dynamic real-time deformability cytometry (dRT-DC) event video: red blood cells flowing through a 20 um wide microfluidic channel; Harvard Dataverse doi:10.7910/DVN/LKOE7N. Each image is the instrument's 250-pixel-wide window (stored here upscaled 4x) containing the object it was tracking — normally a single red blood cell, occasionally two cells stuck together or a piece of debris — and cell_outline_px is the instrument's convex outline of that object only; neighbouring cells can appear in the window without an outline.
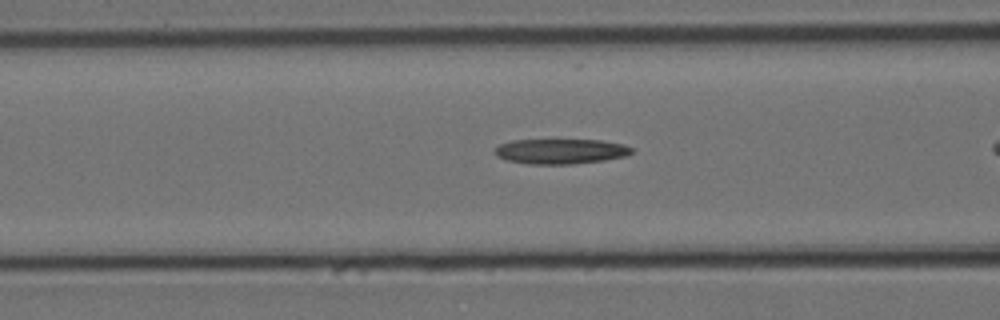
{"species": "Egyptian fruit bat (a non-hibernating species)", "species_latin": "Rousettus aegyptiacus", "temperature_condition": "cold", "stored_images_in_passage": 30, "camera_frame_rate_fps": 3000, "um_per_image_px": 0.085, "animal": {"sex": "female"}, "frame": {"image": 1, "passage_image": 7, "time_ms": 2.0, "image_size_px": [1000, 320], "cell_outline_px": [[632, 152], [624, 156], [604, 160], [572, 164], [528, 164], [508, 160], [496, 156], [492, 152], [500, 144], [512, 140], [600, 140], [624, 144], [632, 148]], "centroid_in_image_um": [47.62, 12.86], "position_along_channel_um": 119.0, "area_um2": 19.94}}
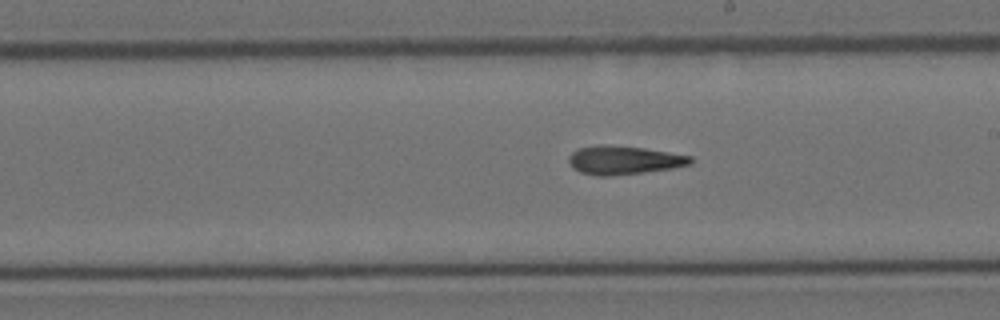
{"frame": {"image": 2, "passage_image": 17, "time_ms": 5.333, "image_size_px": [1000, 320], "cell_outline_px": [[692, 164], [672, 168], [644, 172], [608, 176], [596, 176], [580, 172], [572, 168], [568, 160], [568, 156], [572, 152], [580, 148], [600, 144], [604, 144], [644, 148], [692, 156]], "centroid_in_image_um": [53.0, 13.61], "position_along_channel_um": 236.0, "area_um2": 20.29}}
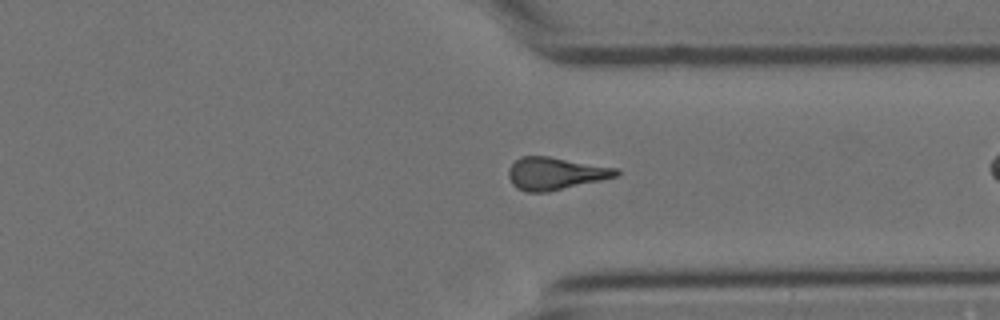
{"frame": {"image": 3, "passage_image": 28, "time_ms": 9.0, "image_size_px": [1000, 320], "cell_outline_px": [[620, 172], [616, 176], [600, 180], [548, 192], [524, 192], [516, 188], [512, 184], [508, 176], [508, 168], [520, 156], [548, 156], [620, 168]], "centroid_in_image_um": [47.18, 14.74], "position_along_channel_um": 364.2, "area_um2": 20.46}}